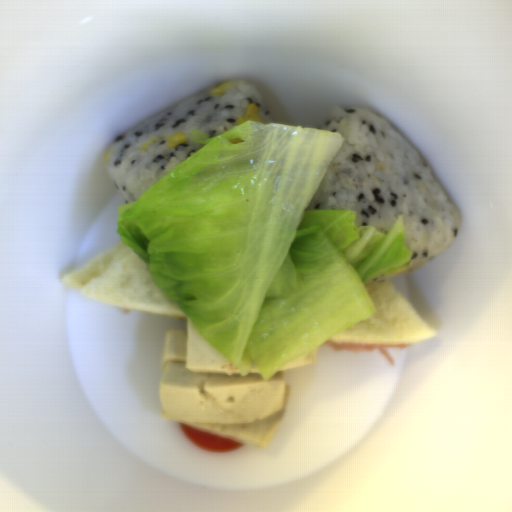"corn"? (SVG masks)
Returning a JSON list of instances; mask_svg holds the SVG:
<instances>
[{
	"label": "corn",
	"mask_w": 512,
	"mask_h": 512,
	"mask_svg": "<svg viewBox=\"0 0 512 512\" xmlns=\"http://www.w3.org/2000/svg\"><path fill=\"white\" fill-rule=\"evenodd\" d=\"M407 269H408V266L405 269H400V270H396V271H389V272L394 275V274L404 273Z\"/></svg>",
	"instance_id": "obj_6"
},
{
	"label": "corn",
	"mask_w": 512,
	"mask_h": 512,
	"mask_svg": "<svg viewBox=\"0 0 512 512\" xmlns=\"http://www.w3.org/2000/svg\"><path fill=\"white\" fill-rule=\"evenodd\" d=\"M110 154H111V149H107L106 151H104V157H103V159H104L105 163H106L107 161H109Z\"/></svg>",
	"instance_id": "obj_5"
},
{
	"label": "corn",
	"mask_w": 512,
	"mask_h": 512,
	"mask_svg": "<svg viewBox=\"0 0 512 512\" xmlns=\"http://www.w3.org/2000/svg\"><path fill=\"white\" fill-rule=\"evenodd\" d=\"M247 121H261L262 122V120L259 116V108H258L257 104H255L253 102L248 104L244 115H241L240 117L237 118V123L239 126L244 124Z\"/></svg>",
	"instance_id": "obj_1"
},
{
	"label": "corn",
	"mask_w": 512,
	"mask_h": 512,
	"mask_svg": "<svg viewBox=\"0 0 512 512\" xmlns=\"http://www.w3.org/2000/svg\"><path fill=\"white\" fill-rule=\"evenodd\" d=\"M159 140H160V139H159V137H158V138H154V139H152V140H150V141L146 142L145 144H143V145H142V147L140 148V150H139V151H145V150H147V148H148V146H149V145H151L153 142H156V141H159Z\"/></svg>",
	"instance_id": "obj_4"
},
{
	"label": "corn",
	"mask_w": 512,
	"mask_h": 512,
	"mask_svg": "<svg viewBox=\"0 0 512 512\" xmlns=\"http://www.w3.org/2000/svg\"><path fill=\"white\" fill-rule=\"evenodd\" d=\"M231 87H232V83H230L229 81L225 82V83H220L219 85H217L216 87H214L212 89V91L210 92V96L222 97L225 94H227V92L231 89Z\"/></svg>",
	"instance_id": "obj_3"
},
{
	"label": "corn",
	"mask_w": 512,
	"mask_h": 512,
	"mask_svg": "<svg viewBox=\"0 0 512 512\" xmlns=\"http://www.w3.org/2000/svg\"><path fill=\"white\" fill-rule=\"evenodd\" d=\"M184 142H187V135H185L184 133H180V132L174 133L173 135L168 137L167 141H166V143L170 149L175 148Z\"/></svg>",
	"instance_id": "obj_2"
}]
</instances>
